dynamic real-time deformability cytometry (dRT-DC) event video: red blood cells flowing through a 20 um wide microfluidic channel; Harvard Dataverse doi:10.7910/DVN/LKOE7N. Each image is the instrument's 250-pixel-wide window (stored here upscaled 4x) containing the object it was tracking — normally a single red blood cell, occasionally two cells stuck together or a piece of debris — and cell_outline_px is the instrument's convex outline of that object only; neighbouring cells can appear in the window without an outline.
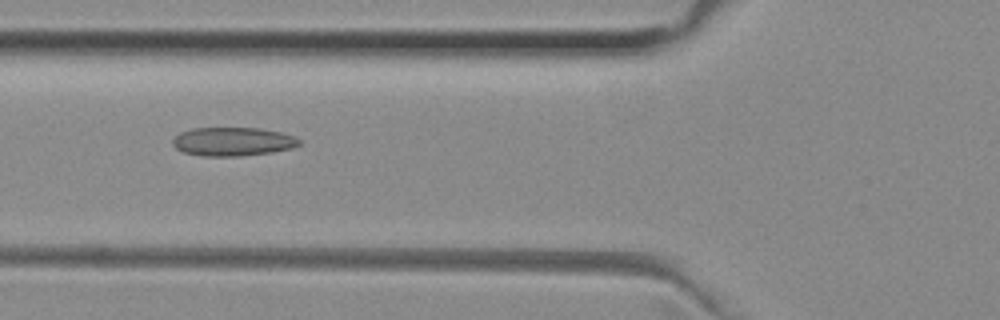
{"species": "common noctule bat (a hibernating species)", "species_latin": "Nyctalus noctula", "temperature_condition": "room temperature", "stored_images_in_passage": 7, "camera_frame_rate_fps": 3000, "um_per_image_px": 0.085, "animal": {"sex": "female", "body_mass_g": 29.2, "forearm_length_mm": 56.3}, "frame": {"image": 1, "passage_image": 6, "time_ms": 1.667, "image_size_px": [1000, 320], "cell_outline_px": [[300, 144], [292, 148], [272, 152], [240, 156], [204, 156], [184, 152], [176, 148], [172, 144], [172, 140], [180, 132], [192, 128], [260, 128], [280, 132], [292, 136], [300, 140]], "centroid_in_image_um": [19.77, 12.03], "position_along_channel_um": 106.0, "area_um2": 21.04}}
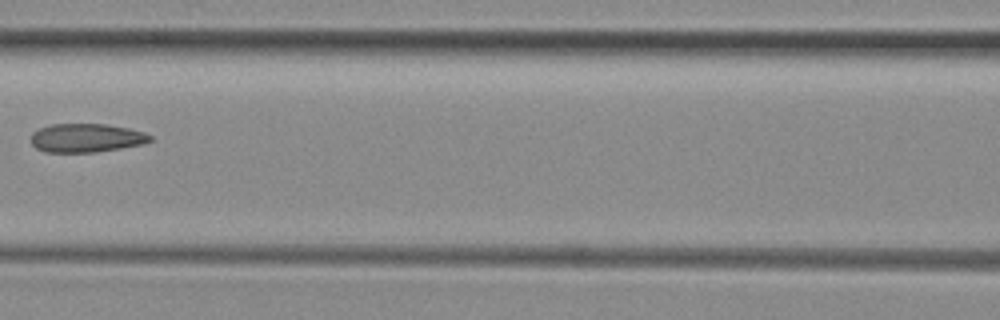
{"frame": {"image": 2, "passage_image": 7, "time_ms": 2.0, "image_size_px": [1000, 320], "cell_outline_px": [[152, 140], [144, 144], [96, 152], [44, 152], [36, 148], [32, 144], [32, 132], [40, 128], [52, 124], [104, 124], [128, 128], [144, 132], [152, 136]], "centroid_in_image_um": [7.34, 11.73], "position_along_channel_um": 159.3, "area_um2": 19.88}}